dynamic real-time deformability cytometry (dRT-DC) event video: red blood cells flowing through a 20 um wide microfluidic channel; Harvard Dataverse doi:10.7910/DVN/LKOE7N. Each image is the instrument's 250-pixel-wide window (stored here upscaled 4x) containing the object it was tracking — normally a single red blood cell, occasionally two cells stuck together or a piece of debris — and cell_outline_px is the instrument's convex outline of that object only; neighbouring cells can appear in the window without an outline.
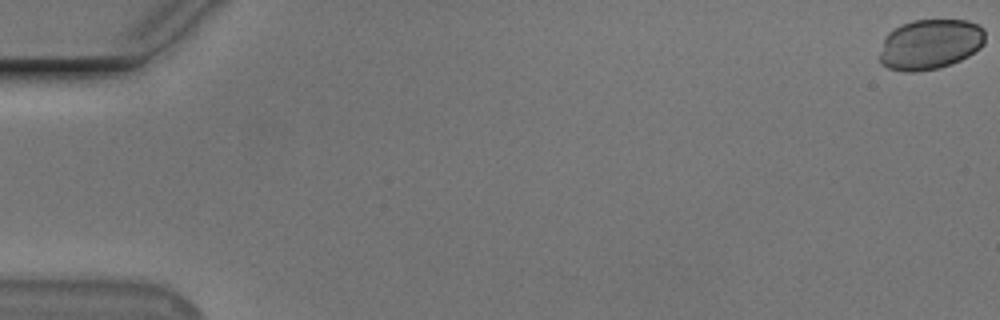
{"species": "Egyptian fruit bat (a non-hibernating species)", "species_latin": "Rousettus aegyptiacus", "temperature_condition": "cold", "stored_images_in_passage": 10, "camera_frame_rate_fps": 3000, "um_per_image_px": 0.085, "animal": {"sex": "male"}, "frame": {"image": 1, "passage_image": 1, "time_ms": 0.0, "image_size_px": [1000, 320], "cell_outline_px": [[984, 44], [980, 48], [968, 56], [960, 60], [940, 68], [916, 72], [904, 72], [888, 68], [880, 64], [880, 52], [884, 36], [888, 32], [912, 20], [968, 20], [984, 28]], "centroid_in_image_um": [79.04, 3.78], "position_along_channel_um": 6.0, "area_um2": 31.1}}